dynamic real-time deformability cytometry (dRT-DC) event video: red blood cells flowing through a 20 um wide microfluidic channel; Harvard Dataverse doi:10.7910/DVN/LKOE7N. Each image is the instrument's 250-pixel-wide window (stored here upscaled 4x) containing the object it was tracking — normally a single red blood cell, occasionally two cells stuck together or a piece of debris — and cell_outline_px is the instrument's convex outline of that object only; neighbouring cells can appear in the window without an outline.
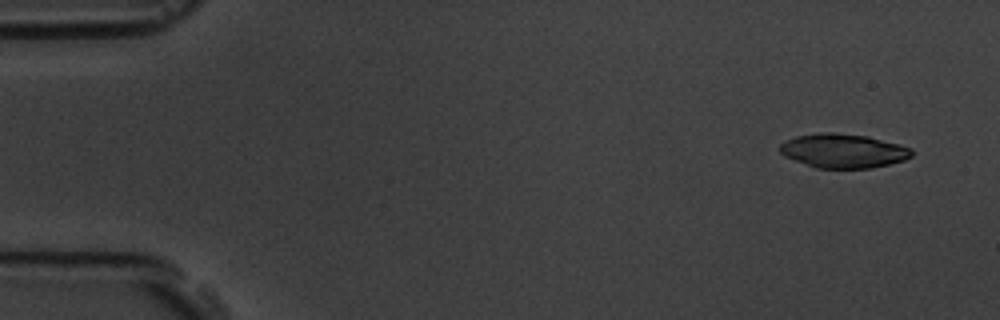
{"species": "common noctule bat (a hibernating species)", "species_latin": "Nyctalus noctula", "temperature_condition": "room temperature", "stored_images_in_passage": 6, "camera_frame_rate_fps": 3000, "um_per_image_px": 0.085, "animal": {"sex": "male", "body_mass_g": 19.5, "forearm_length_mm": 54.6}, "frame": {"image": 1, "passage_image": 1, "time_ms": 0.0, "image_size_px": [1000, 320], "cell_outline_px": [[912, 156], [904, 160], [872, 168], [816, 168], [784, 156], [780, 152], [780, 144], [796, 136], [820, 132], [832, 132], [868, 136], [900, 144], [912, 148]], "centroid_in_image_um": [71.69, 12.82], "position_along_channel_um": 13.3, "area_um2": 26.18}}